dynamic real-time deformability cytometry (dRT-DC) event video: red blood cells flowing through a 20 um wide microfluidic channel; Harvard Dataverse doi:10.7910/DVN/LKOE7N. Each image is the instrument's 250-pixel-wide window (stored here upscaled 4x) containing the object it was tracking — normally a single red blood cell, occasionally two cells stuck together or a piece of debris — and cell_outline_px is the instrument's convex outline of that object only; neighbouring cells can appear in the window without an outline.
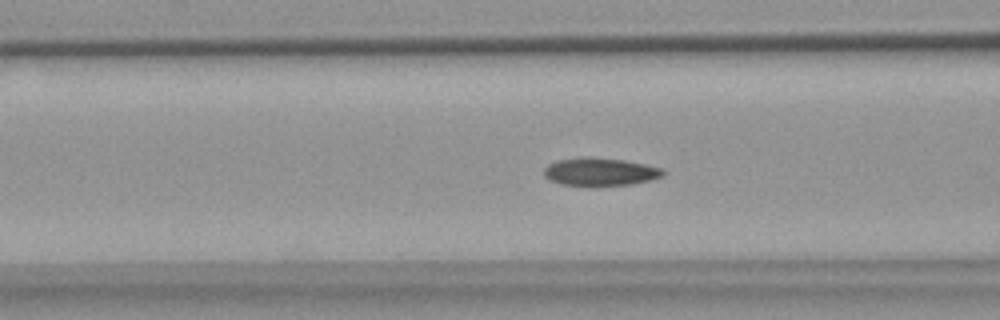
{"species": "common noctule bat (a hibernating species)", "species_latin": "Nyctalus noctula", "temperature_condition": "warm", "stored_images_in_passage": 41, "camera_frame_rate_fps": 3000, "um_per_image_px": 0.085, "animal": {"sex": "female", "body_mass_g": 18.4}, "frame": {"image": 1, "passage_image": 7, "time_ms": 2.0, "image_size_px": [1000, 320], "cell_outline_px": [[664, 176], [632, 184], [596, 188], [560, 184], [548, 180], [544, 176], [544, 168], [548, 164], [556, 160], [580, 156], [584, 156], [624, 160], [664, 168]], "centroid_in_image_um": [50.96, 14.63], "position_along_channel_um": 115.6, "area_um2": 20.17}}
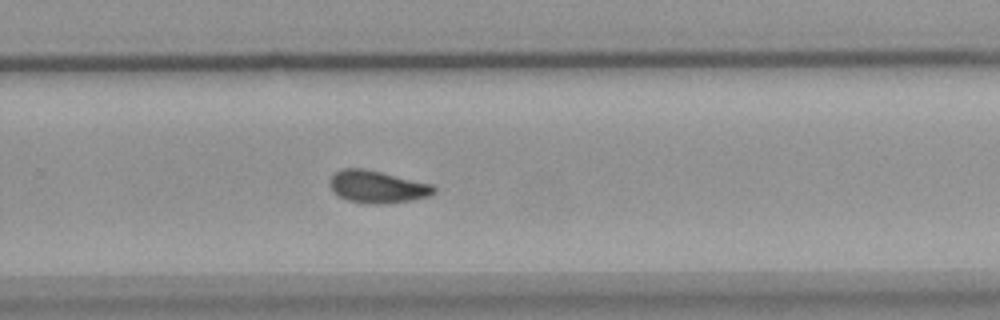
{"frame": {"image": 2, "passage_image": 22, "time_ms": 7.0, "image_size_px": [1000, 320], "cell_outline_px": [[436, 192], [428, 196], [412, 200], [388, 204], [376, 204], [348, 200], [340, 196], [328, 184], [328, 180], [336, 172], [344, 168], [364, 168], [432, 184], [436, 188]], "centroid_in_image_um": [32.09, 15.87], "position_along_channel_um": 297.7, "area_um2": 19.48}}
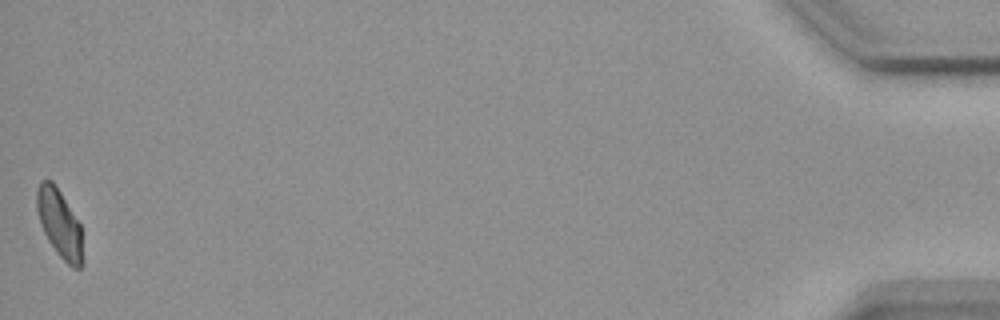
{"frame": {"image": 3, "passage_image": 41, "time_ms": 13.333, "image_size_px": [1000, 320], "cell_outline_px": [[84, 264], [80, 268], [72, 268], [56, 252], [48, 240], [40, 224], [36, 208], [36, 188], [40, 180], [52, 180], [60, 192], [80, 224], [84, 260]], "centroid_in_image_um": [5.06, 19.02], "position_along_channel_um": 430.1, "area_um2": 18.38}, "authors_computed_cell_mechanics": {"area_um2": 19.1896, "velocity_mm_per_s": 3.6548, "shape_relaxation_time_tau1_ms": null, "shape_relaxation_time_tau2_ms": 3.1004, "deformation_change_tau1": null, "deformation_change_tau2": 0.0729}}